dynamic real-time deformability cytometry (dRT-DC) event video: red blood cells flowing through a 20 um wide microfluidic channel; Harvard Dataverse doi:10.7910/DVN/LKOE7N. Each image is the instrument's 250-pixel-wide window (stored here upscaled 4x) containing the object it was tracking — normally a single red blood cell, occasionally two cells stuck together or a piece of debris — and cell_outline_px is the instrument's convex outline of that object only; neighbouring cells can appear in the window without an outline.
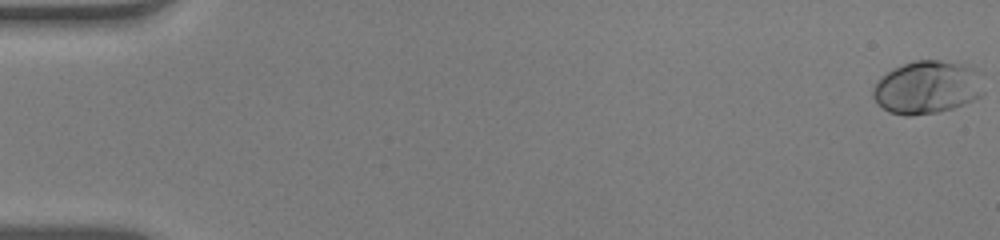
{"species": "human", "species_latin": "Homo sapiens", "temperature_condition": "warm", "stored_images_in_passage": 54, "camera_frame_rate_fps": 3000, "um_per_image_px": 0.085, "donor": {"sex": "male"}, "frame": {"image": 1, "passage_image": 1, "time_ms": 0.0, "image_size_px": [1000, 240], "cell_outline_px": [[984, 92], [980, 96], [964, 104], [952, 108], [936, 112], [912, 116], [904, 116], [888, 112], [872, 96], [872, 88], [880, 76], [892, 68], [912, 60], [940, 60], [960, 64], [972, 68], [980, 72]], "centroid_in_image_um": [78.78, 7.41], "position_along_channel_um": 6.2, "area_um2": 34.39}}
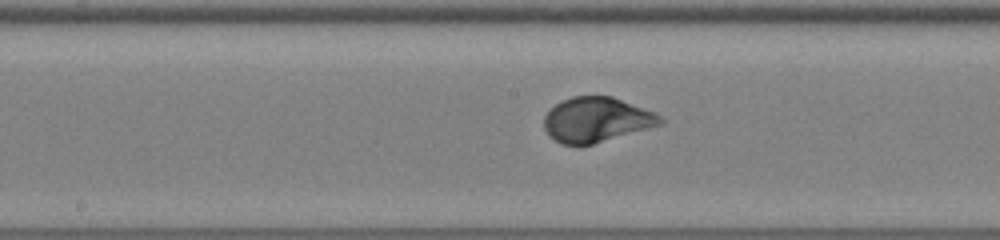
{"frame": {"image": 2, "passage_image": 29, "time_ms": 9.333, "image_size_px": [1000, 240], "cell_outline_px": [[664, 124], [580, 148], [560, 144], [548, 136], [544, 128], [544, 116], [560, 100], [572, 96], [612, 96], [656, 112], [664, 120]], "centroid_in_image_um": [50.69, 10.21], "position_along_channel_um": 197.5, "area_um2": 31.1}}
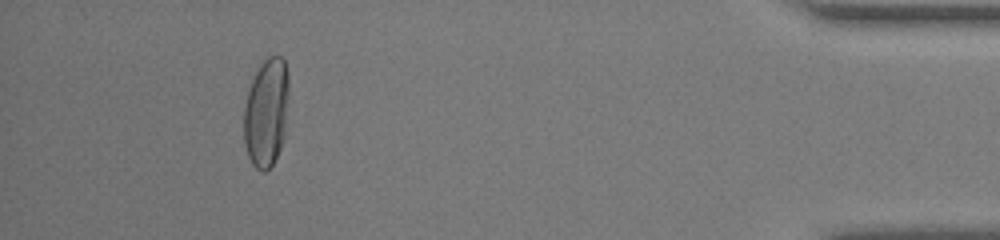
{"frame": {"image": 3, "passage_image": 50, "time_ms": 16.333, "image_size_px": [1000, 240], "cell_outline_px": [[288, 100], [284, 140], [272, 164], [264, 172], [260, 172], [252, 164], [248, 156], [244, 144], [244, 104], [248, 88], [264, 56], [280, 56], [284, 60], [288, 72]], "centroid_in_image_um": [22.63, 9.54], "position_along_channel_um": 412.6, "area_um2": 28.84}}